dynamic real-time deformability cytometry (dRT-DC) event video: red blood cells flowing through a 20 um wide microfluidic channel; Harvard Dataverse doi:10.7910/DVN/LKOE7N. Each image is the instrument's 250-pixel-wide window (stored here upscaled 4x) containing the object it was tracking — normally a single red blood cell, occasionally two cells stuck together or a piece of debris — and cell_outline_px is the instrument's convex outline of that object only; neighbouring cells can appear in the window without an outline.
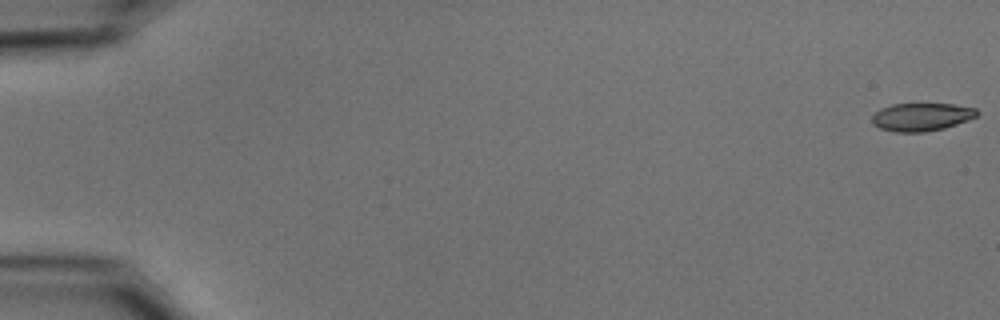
{"species": "common noctule bat (a hibernating species)", "species_latin": "Nyctalus noctula", "temperature_condition": "cold", "stored_images_in_passage": 55, "camera_frame_rate_fps": 3000, "um_per_image_px": 0.085, "animal": {"sex": "male", "body_mass_g": 15.6}, "frame": {"image": 1, "passage_image": 1, "time_ms": 0.0, "image_size_px": [1000, 320], "cell_outline_px": [[980, 112], [976, 116], [968, 120], [944, 128], [924, 132], [892, 132], [880, 128], [872, 124], [872, 116], [880, 108], [892, 104], [952, 104], [976, 108]], "centroid_in_image_um": [78.31, 9.94], "position_along_channel_um": 6.7, "area_um2": 17.17}}
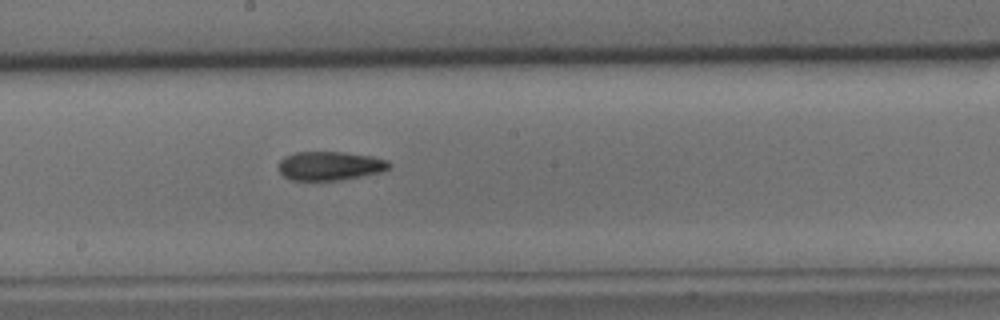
{"frame": {"image": 2, "passage_image": 31, "time_ms": 10.0, "image_size_px": [1000, 320], "cell_outline_px": [[392, 164], [388, 168], [380, 172], [340, 180], [292, 180], [284, 176], [280, 172], [280, 160], [284, 156], [292, 152], [344, 152], [372, 156], [388, 160]], "centroid_in_image_um": [28.04, 14.08], "position_along_channel_um": 220.2, "area_um2": 18.55}}
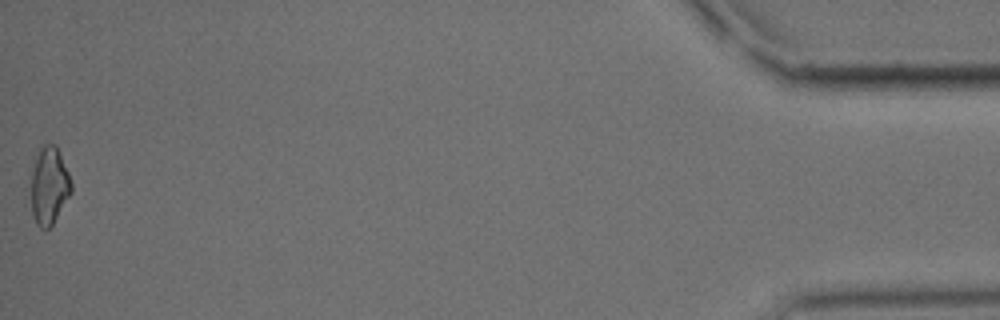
{"frame": {"image": 3, "passage_image": 55, "time_ms": 18.0, "image_size_px": [1000, 320], "cell_outline_px": [[72, 192], [52, 224], [48, 228], [40, 228], [36, 224], [32, 212], [32, 168], [36, 156], [40, 148], [44, 144], [56, 144], [68, 172], [72, 184]], "centroid_in_image_um": [4.19, 15.77], "position_along_channel_um": 431.0, "area_um2": 17.98}, "authors_computed_cell_mechanics": {"area_um2": 18.3226, "velocity_mm_per_s": 3.7418, "shape_relaxation_time_tau1_ms": 4.437, "shape_relaxation_time_tau2_ms": 5.5408, "deformation_change_tau1": 0.133, "deformation_change_tau2": 0.1436}}